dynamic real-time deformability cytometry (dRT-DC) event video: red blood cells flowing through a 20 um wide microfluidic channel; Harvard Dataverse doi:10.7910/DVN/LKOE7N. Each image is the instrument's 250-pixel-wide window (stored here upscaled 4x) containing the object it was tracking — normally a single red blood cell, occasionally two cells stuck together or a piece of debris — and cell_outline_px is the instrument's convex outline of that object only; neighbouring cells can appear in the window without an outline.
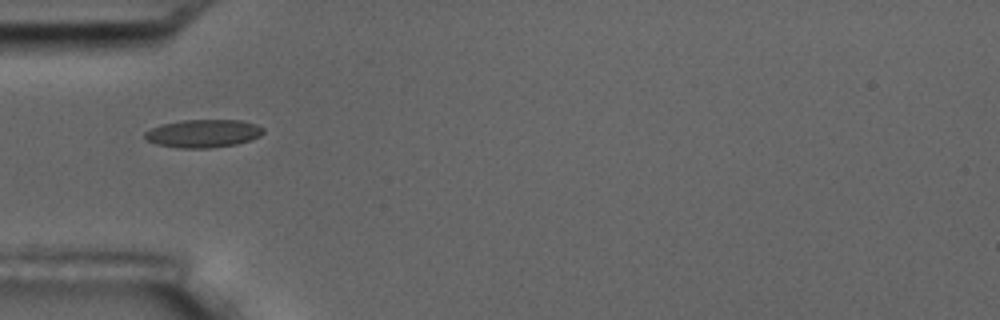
{"species": "common noctule bat (a hibernating species)", "species_latin": "Nyctalus noctula", "temperature_condition": "room temperature", "stored_images_in_passage": 3, "camera_frame_rate_fps": 3000, "um_per_image_px": 0.085, "animal": {"sex": "male", "body_mass_g": 17.5, "forearm_length_mm": 52.3}, "frame": {"image": 1, "passage_image": 1, "time_ms": 0.0, "image_size_px": [1000, 320], "cell_outline_px": [[264, 132], [260, 136], [252, 140], [236, 144], [208, 148], [180, 148], [156, 144], [144, 140], [144, 132], [160, 124], [184, 120], [240, 120], [256, 124], [264, 128]], "centroid_in_image_um": [17.26, 11.34], "position_along_channel_um": 67.7, "area_um2": 19.48}}